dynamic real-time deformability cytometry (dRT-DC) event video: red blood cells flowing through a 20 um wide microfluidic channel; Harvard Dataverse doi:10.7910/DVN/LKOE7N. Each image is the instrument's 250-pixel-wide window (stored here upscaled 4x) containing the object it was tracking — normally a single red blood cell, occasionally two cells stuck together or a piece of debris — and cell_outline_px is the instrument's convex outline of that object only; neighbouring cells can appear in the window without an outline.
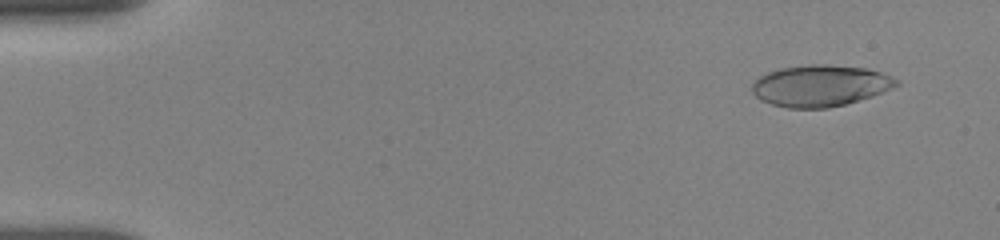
{"species": "human", "species_latin": "Homo sapiens", "temperature_condition": "room temperature", "stored_images_in_passage": 24, "camera_frame_rate_fps": 3000, "um_per_image_px": 0.085, "donor": {"sex": "female"}, "frame": {"image": 1, "passage_image": 4, "time_ms": 1.0, "image_size_px": [1000, 240], "cell_outline_px": [[900, 84], [892, 88], [872, 96], [844, 104], [828, 108], [788, 108], [772, 104], [760, 100], [752, 92], [752, 84], [760, 76], [768, 72], [780, 68], [808, 64], [828, 64], [864, 68], [880, 72], [900, 80]], "centroid_in_image_um": [69.71, 7.28], "position_along_channel_um": 15.3, "area_um2": 34.8}}
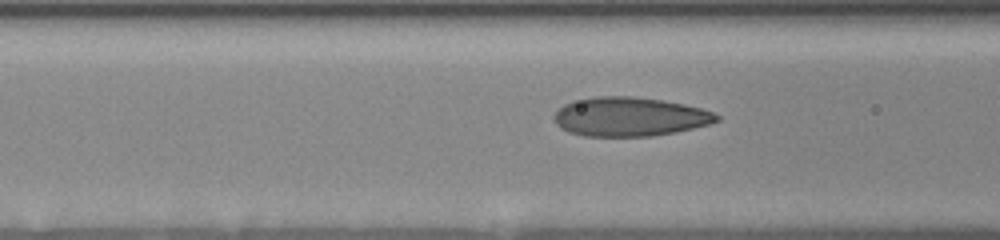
{"frame": {"image": 2, "passage_image": 19, "time_ms": 6.667, "image_size_px": [1000, 240], "cell_outline_px": [[720, 120], [708, 124], [676, 132], [652, 136], [584, 136], [568, 132], [560, 128], [556, 124], [552, 116], [564, 104], [572, 100], [592, 96], [632, 96], [664, 100], [684, 104], [700, 108], [712, 112], [720, 116]], "centroid_in_image_um": [53.48, 9.91], "position_along_channel_um": 113.1, "area_um2": 37.22}}
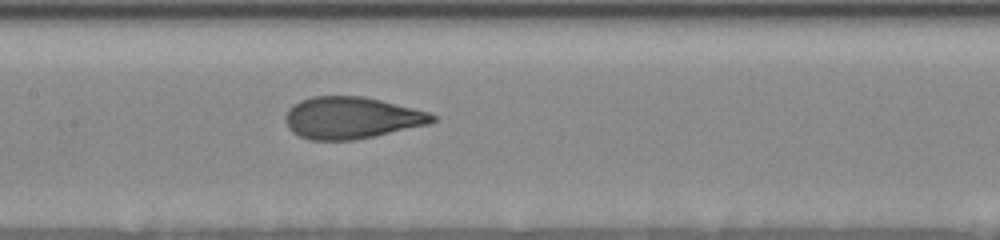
{"frame": {"image": 3, "passage_image": 24, "time_ms": 8.333, "image_size_px": [1000, 240], "cell_outline_px": [[436, 120], [428, 124], [372, 136], [352, 140], [308, 140], [292, 132], [288, 128], [284, 120], [284, 116], [288, 108], [292, 104], [300, 100], [312, 96], [364, 96], [428, 112], [436, 116]], "centroid_in_image_um": [29.79, 10.01], "position_along_channel_um": 177.6, "area_um2": 35.72}}